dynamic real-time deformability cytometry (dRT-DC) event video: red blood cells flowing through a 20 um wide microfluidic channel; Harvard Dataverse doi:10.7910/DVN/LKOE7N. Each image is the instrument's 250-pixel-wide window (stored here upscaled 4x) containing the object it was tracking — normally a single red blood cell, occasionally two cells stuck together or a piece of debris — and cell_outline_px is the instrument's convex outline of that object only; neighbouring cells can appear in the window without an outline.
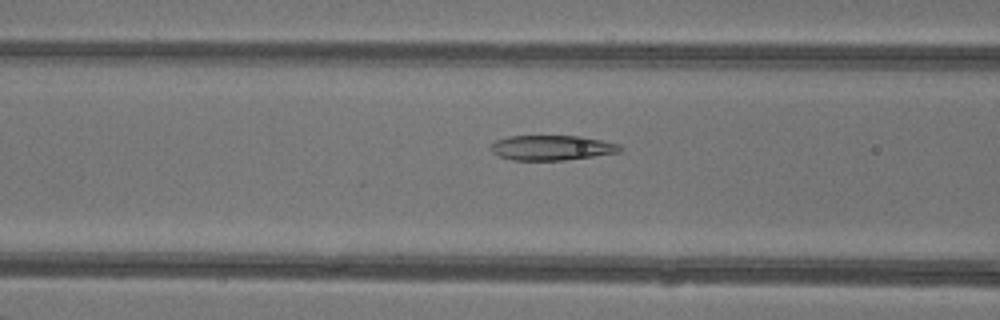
{"species": "common noctule bat (a hibernating species)", "species_latin": "Nyctalus noctula", "temperature_condition": "warm", "stored_images_in_passage": 48, "camera_frame_rate_fps": 3000, "um_per_image_px": 0.085, "animal": {"sex": "female"}, "frame": {"image": 1, "passage_image": 20, "time_ms": 6.333, "image_size_px": [1000, 320], "cell_outline_px": [[624, 148], [620, 152], [564, 160], [512, 160], [500, 156], [492, 152], [488, 148], [488, 144], [496, 140], [508, 136], [580, 136], [620, 144]], "centroid_in_image_um": [46.86, 12.55], "position_along_channel_um": 119.7, "area_um2": 18.9}}
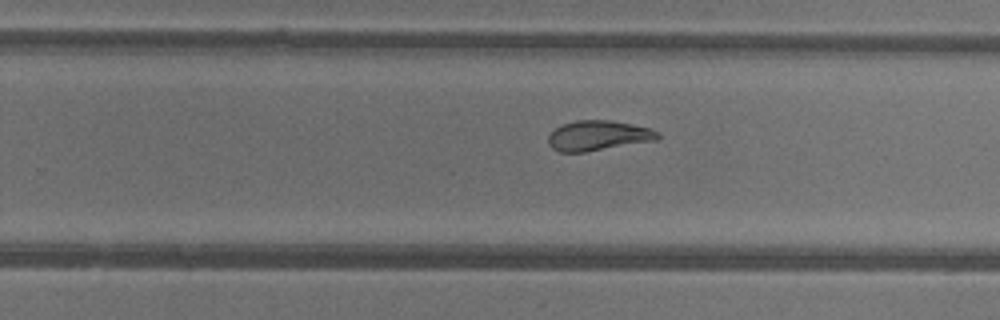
{"frame": {"image": 2, "passage_image": 31, "time_ms": 10.0, "image_size_px": [1000, 320], "cell_outline_px": [[660, 140], [584, 152], [560, 152], [552, 148], [548, 144], [548, 136], [556, 128], [564, 124], [576, 120], [608, 120], [648, 128], [660, 132]], "centroid_in_image_um": [50.86, 11.54], "position_along_channel_um": 278.9, "area_um2": 19.07}}
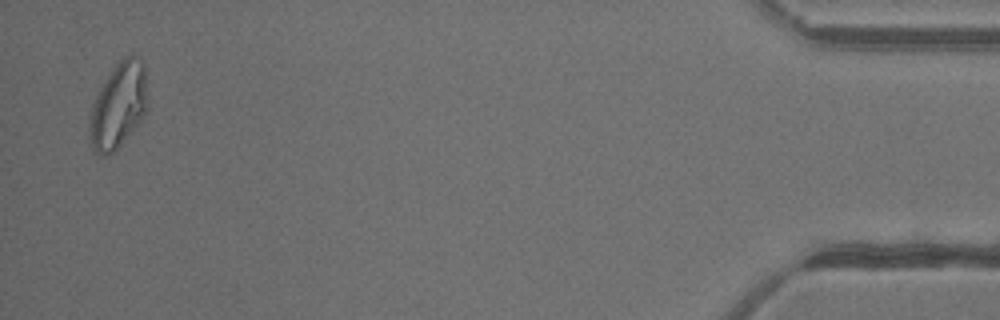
{"frame": {"image": 3, "passage_image": 47, "time_ms": 15.333, "image_size_px": [1000, 320], "cell_outline_px": [[148, 108], [144, 116], [120, 144], [112, 152], [104, 156], [100, 156], [92, 152], [92, 108], [96, 96], [104, 80], [116, 64], [124, 56], [136, 56], [144, 64], [148, 100]], "centroid_in_image_um": [10.11, 8.93], "position_along_channel_um": 425.1, "area_um2": 28.21}, "authors_computed_cell_mechanics": {"area_um2": 22.2819, "velocity_mm_per_s": 4.3537, "shape_relaxation_time_tau1_ms": null, "shape_relaxation_time_tau2_ms": 1.5977, "deformation_change_tau1": null, "deformation_change_tau2": 0.0647}}